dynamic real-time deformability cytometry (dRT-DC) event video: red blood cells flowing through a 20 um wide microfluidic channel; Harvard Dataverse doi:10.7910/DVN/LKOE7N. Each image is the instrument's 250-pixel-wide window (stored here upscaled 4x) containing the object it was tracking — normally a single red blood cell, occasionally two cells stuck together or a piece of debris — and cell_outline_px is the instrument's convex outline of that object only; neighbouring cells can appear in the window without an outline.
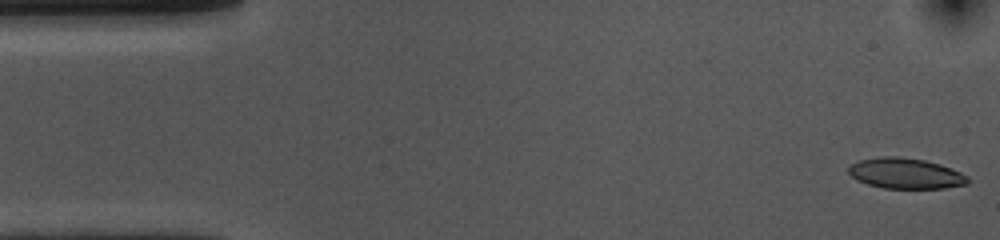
{"species": "common noctule bat (a hibernating species)", "species_latin": "Nyctalus noctula", "temperature_condition": "cold", "stored_images_in_passage": 53, "camera_frame_rate_fps": 3000, "um_per_image_px": 0.085, "animal": {"sex": "female", "body_mass_g": 10.0, "forearm_length_mm": 53.1}, "frame": {"image": 1, "passage_image": 1, "time_ms": 0.0, "image_size_px": [1000, 240], "cell_outline_px": [[968, 184], [944, 188], [884, 188], [868, 184], [856, 180], [848, 172], [848, 168], [852, 164], [860, 160], [880, 156], [896, 156], [924, 160], [940, 164], [960, 172], [968, 176]], "centroid_in_image_um": [76.97, 14.74], "position_along_channel_um": 8.0, "area_um2": 21.15}}
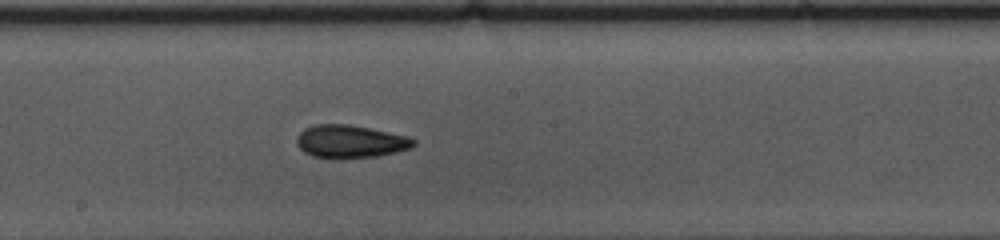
{"frame": {"image": 2, "passage_image": 27, "time_ms": 8.667, "image_size_px": [1000, 240], "cell_outline_px": [[416, 144], [412, 148], [396, 152], [376, 156], [332, 160], [312, 156], [304, 152], [296, 144], [296, 140], [300, 132], [304, 128], [316, 124], [348, 124], [408, 136], [416, 140]], "centroid_in_image_um": [29.76, 12.05], "position_along_channel_um": 218.4, "area_um2": 22.72}}
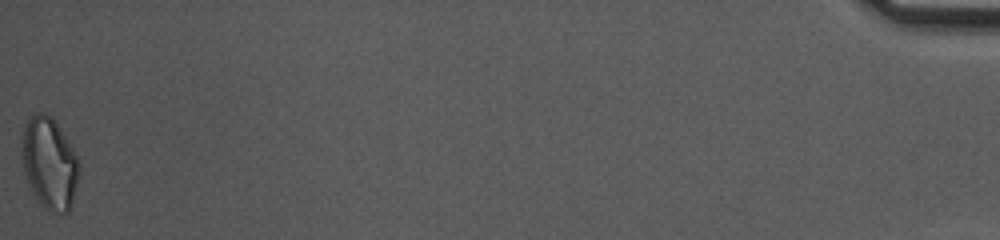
{"frame": {"image": 3, "passage_image": 53, "time_ms": 17.333, "image_size_px": [1000, 240], "cell_outline_px": [[80, 172], [72, 204], [68, 212], [48, 212], [44, 208], [32, 192], [24, 176], [20, 156], [20, 136], [24, 124], [28, 116], [36, 112], [44, 112], [52, 116], [72, 148], [80, 164]], "centroid_in_image_um": [4.15, 13.84], "position_along_channel_um": 431.1, "area_um2": 31.39}, "authors_computed_cell_mechanics": {"area_um2": 22.0218, "velocity_mm_per_s": 3.6735, "shape_relaxation_time_tau1_ms": 5.8893, "shape_relaxation_time_tau2_ms": 5.1147, "deformation_change_tau1": 0.1364, "deformation_change_tau2": 0.1105}}